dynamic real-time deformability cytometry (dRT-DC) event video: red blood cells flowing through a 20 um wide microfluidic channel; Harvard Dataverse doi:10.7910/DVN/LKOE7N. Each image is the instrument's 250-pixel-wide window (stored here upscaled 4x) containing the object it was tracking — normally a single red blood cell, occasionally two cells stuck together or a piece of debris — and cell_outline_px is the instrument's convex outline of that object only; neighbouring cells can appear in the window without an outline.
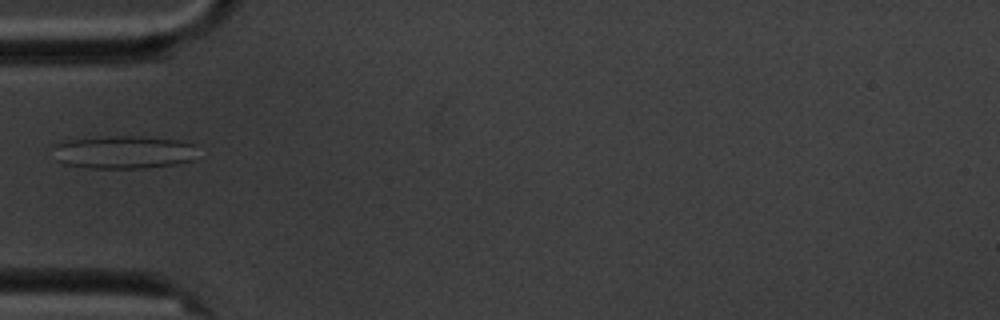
{"species": "common noctule bat (a hibernating species)", "species_latin": "Nyctalus noctula", "temperature_condition": "cold", "stored_images_in_passage": 1, "camera_frame_rate_fps": 3000, "um_per_image_px": 0.085, "animal": {"sex": "male", "body_mass_g": 20.1, "forearm_length_mm": 53.5}, "frame": {"image": 1, "passage_image": 1, "time_ms": 0.0, "image_size_px": [1000, 320], "cell_outline_px": [[196, 144], [192, 160], [176, 164], [144, 168], [88, 168], [64, 164], [56, 160], [52, 144], [56, 140], [100, 136], [140, 136], [176, 140]], "centroid_in_image_um": [10.39, 12.91], "position_along_channel_um": 74.6, "area_um2": 28.32}}